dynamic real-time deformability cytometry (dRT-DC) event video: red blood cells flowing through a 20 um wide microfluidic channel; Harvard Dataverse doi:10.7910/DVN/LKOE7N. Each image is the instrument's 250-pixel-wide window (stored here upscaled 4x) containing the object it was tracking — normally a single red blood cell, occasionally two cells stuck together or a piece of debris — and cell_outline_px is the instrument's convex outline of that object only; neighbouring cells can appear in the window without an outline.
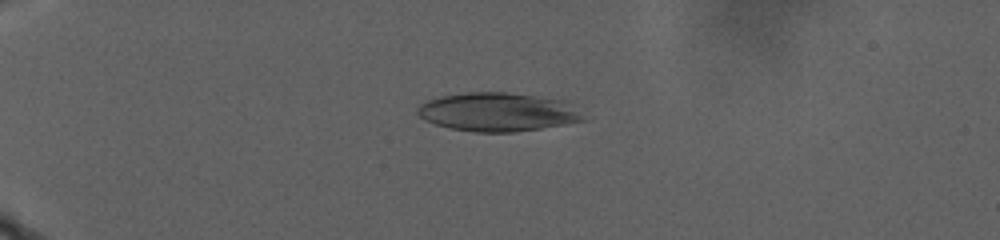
{"species": "human", "species_latin": "Homo sapiens", "temperature_condition": "warm", "stored_images_in_passage": 82, "camera_frame_rate_fps": 3000, "um_per_image_px": 0.085, "donor": {"sex": "male"}, "frame": {"image": 1, "passage_image": 9, "time_ms": 2.667, "image_size_px": [1000, 240], "cell_outline_px": [[588, 120], [540, 128], [512, 132], [476, 132], [452, 128], [436, 124], [424, 120], [416, 112], [416, 108], [420, 104], [428, 100], [440, 96], [468, 92], [504, 92], [564, 100]], "centroid_in_image_um": [42.27, 9.52], "position_along_channel_um": 42.7, "area_um2": 36.93}}
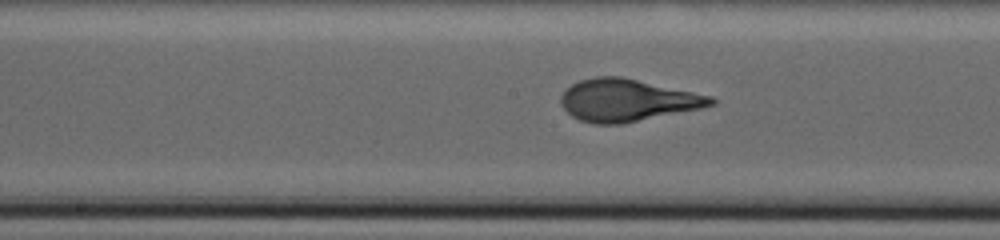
{"frame": {"image": 2, "passage_image": 39, "time_ms": 12.667, "image_size_px": [1000, 240], "cell_outline_px": [[716, 104], [700, 108], [620, 124], [596, 124], [580, 120], [572, 116], [560, 104], [560, 96], [572, 84], [580, 80], [596, 76], [620, 76], [712, 96], [716, 100]], "centroid_in_image_um": [53.3, 8.51], "position_along_channel_um": 194.9, "area_um2": 36.53}}
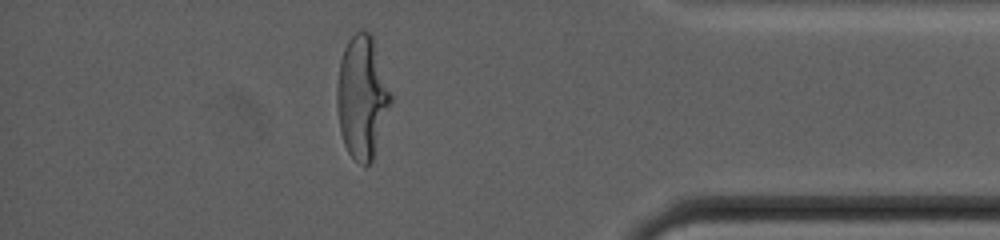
{"frame": {"image": 3, "passage_image": 71, "time_ms": 23.333, "image_size_px": [1000, 240], "cell_outline_px": [[392, 100], [372, 160], [368, 164], [360, 164], [348, 152], [344, 144], [340, 132], [336, 104], [336, 88], [340, 60], [344, 48], [348, 40], [360, 28], [364, 28], [372, 32], [392, 96]], "centroid_in_image_um": [30.76, 8.18], "position_along_channel_um": 404.4, "area_um2": 38.61}, "authors_computed_cell_mechanics": {"area_um2": 36.4429, "velocity_mm_per_s": 2.1723, "shape_relaxation_time_tau1_ms": 8.2125, "shape_relaxation_time_tau2_ms": null, "deformation_change_tau1": 0.2764, "deformation_change_tau2": null}}